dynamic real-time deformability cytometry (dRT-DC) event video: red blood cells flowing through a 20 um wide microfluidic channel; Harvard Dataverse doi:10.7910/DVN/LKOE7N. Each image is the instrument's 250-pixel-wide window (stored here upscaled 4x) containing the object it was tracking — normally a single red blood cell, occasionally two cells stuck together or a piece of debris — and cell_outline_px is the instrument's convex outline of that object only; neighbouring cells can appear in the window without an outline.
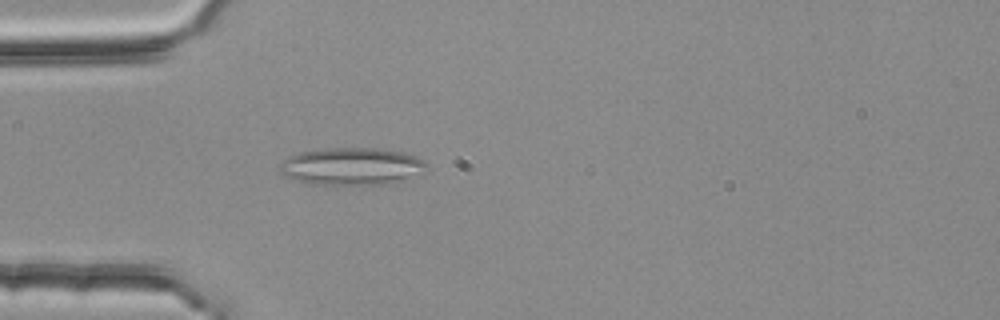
{"species": "common noctule bat (a hibernating species)", "species_latin": "Nyctalus noctula", "temperature_condition": "room temperature", "stored_images_in_passage": 3, "camera_frame_rate_fps": 3000, "um_per_image_px": 0.085, "animal": {"sex": "female", "body_mass_g": 25.1}, "frame": {"image": 1, "passage_image": 3, "time_ms": 0.667, "image_size_px": [1000, 320], "cell_outline_px": [[428, 164], [420, 176], [388, 184], [328, 188], [312, 184], [288, 176], [280, 172], [280, 164], [288, 156], [300, 152], [328, 148], [376, 148], [404, 152], [416, 156], [424, 160]], "centroid_in_image_um": [29.95, 14.19], "position_along_channel_um": 55.1, "area_um2": 33.06}}